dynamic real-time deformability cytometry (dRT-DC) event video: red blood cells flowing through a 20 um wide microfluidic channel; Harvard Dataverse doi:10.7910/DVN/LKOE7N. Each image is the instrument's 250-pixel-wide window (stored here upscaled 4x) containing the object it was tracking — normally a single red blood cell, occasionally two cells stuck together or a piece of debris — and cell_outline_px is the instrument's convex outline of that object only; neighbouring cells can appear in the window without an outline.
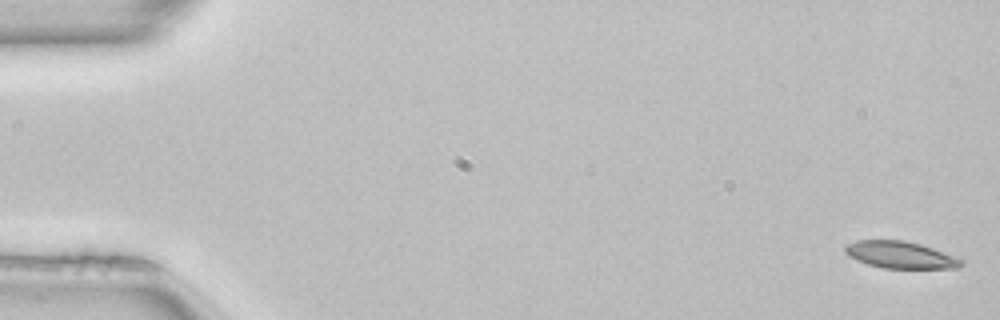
{"species": "common noctule bat (a hibernating species)", "species_latin": "Nyctalus noctula", "temperature_condition": "room temperature", "stored_images_in_passage": 51, "camera_frame_rate_fps": 3000, "um_per_image_px": 0.085, "animal": {"sex": "female", "body_mass_g": 22.7, "forearm_length_mm": 54.2}, "frame": {"image": 1, "passage_image": 1, "time_ms": 0.0, "image_size_px": [1000, 320], "cell_outline_px": [[964, 264], [956, 268], [884, 268], [868, 264], [856, 260], [848, 256], [844, 252], [844, 248], [848, 244], [856, 240], [904, 240], [920, 244], [932, 248], [964, 260]], "centroid_in_image_um": [76.51, 21.66], "position_along_channel_um": 8.5, "area_um2": 18.15}}
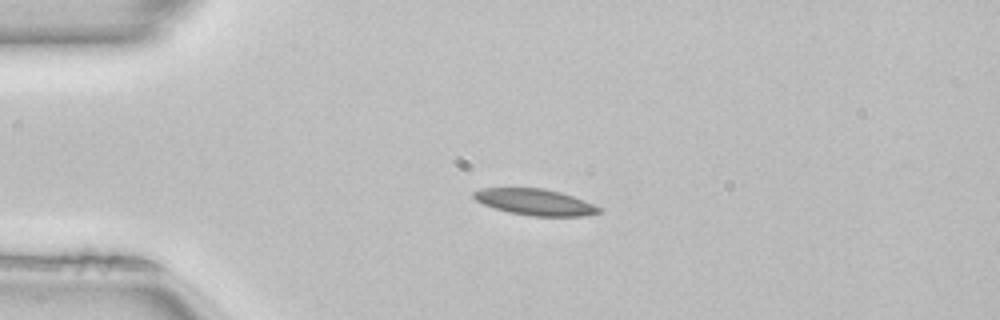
{"frame": {"image": 2, "passage_image": 12, "time_ms": 3.667, "image_size_px": [1000, 320], "cell_outline_px": [[600, 212], [580, 216], [532, 216], [508, 212], [484, 204], [476, 200], [472, 196], [472, 192], [480, 188], [544, 188], [560, 192], [584, 200], [600, 208]], "centroid_in_image_um": [45.43, 17.17], "position_along_channel_um": 39.6, "area_um2": 18.96}}
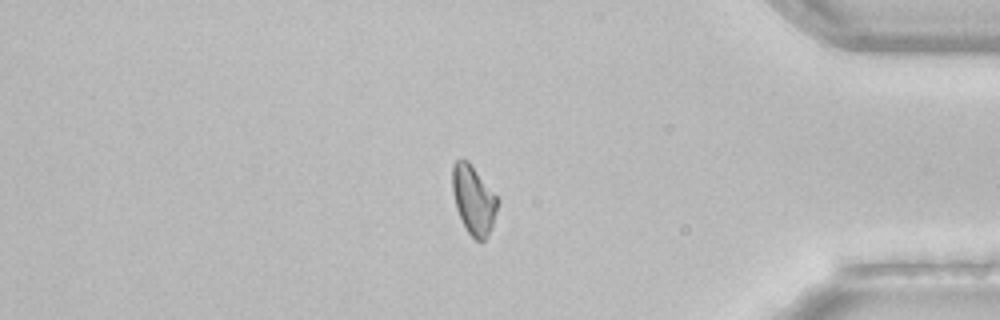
{"frame": {"image": 3, "passage_image": 43, "time_ms": 14.0, "image_size_px": [1000, 320], "cell_outline_px": [[500, 200], [488, 236], [484, 240], [476, 240], [468, 232], [456, 208], [452, 192], [452, 164], [456, 160], [468, 160]], "centroid_in_image_um": [40.25, 16.96], "position_along_channel_um": 395.0, "area_um2": 17.98}}